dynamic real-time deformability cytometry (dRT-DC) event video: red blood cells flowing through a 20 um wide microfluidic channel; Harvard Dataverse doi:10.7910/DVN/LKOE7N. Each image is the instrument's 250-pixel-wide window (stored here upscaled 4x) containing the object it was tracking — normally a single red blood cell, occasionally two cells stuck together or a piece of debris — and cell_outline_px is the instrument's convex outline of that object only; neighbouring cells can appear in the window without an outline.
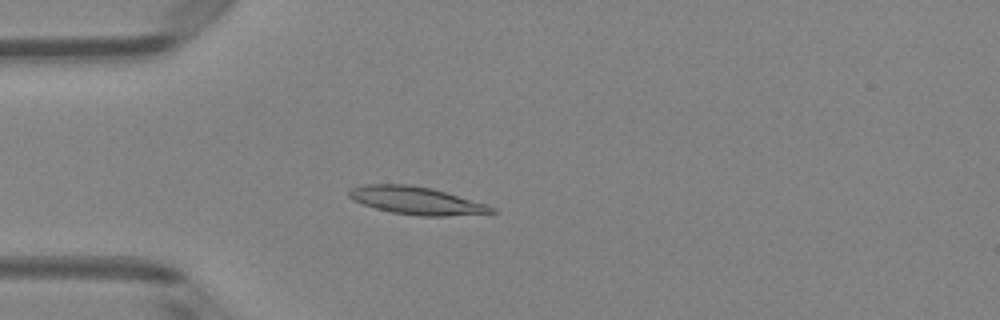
{"species": "Egyptian fruit bat (a non-hibernating species)", "species_latin": "Rousettus aegyptiacus", "temperature_condition": "room temperature", "stored_images_in_passage": 47, "camera_frame_rate_fps": 3000, "um_per_image_px": 0.085, "animal": {"sex": "female"}, "frame": {"image": 1, "passage_image": 10, "time_ms": 3.0, "image_size_px": [1000, 320], "cell_outline_px": [[496, 212], [444, 216], [420, 216], [392, 212], [376, 208], [352, 200], [348, 196], [348, 192], [352, 188], [364, 184], [408, 184], [432, 188], [488, 204], [496, 208]], "centroid_in_image_um": [35.4, 17.04], "position_along_channel_um": 49.6, "area_um2": 22.95}}
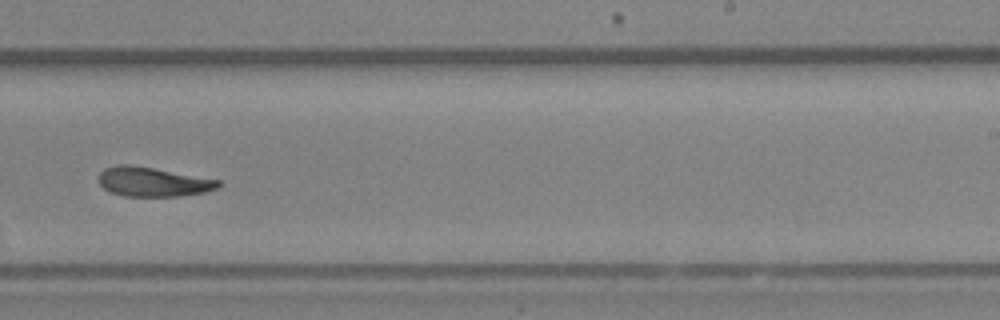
{"frame": {"image": 2, "passage_image": 28, "time_ms": 9.0, "image_size_px": [1000, 320], "cell_outline_px": [[224, 184], [220, 188], [204, 192], [180, 196], [124, 196], [112, 192], [104, 188], [100, 184], [96, 176], [104, 168], [116, 164], [132, 164], [220, 180]], "centroid_in_image_um": [13.0, 15.44], "position_along_channel_um": 276.0, "area_um2": 20.75}}
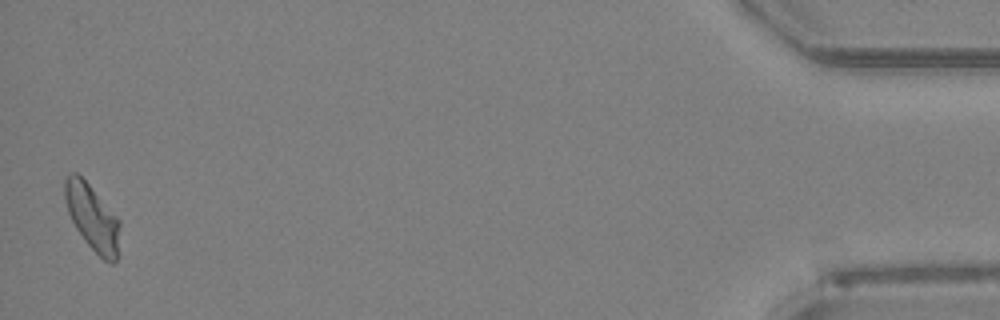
{"frame": {"image": 3, "passage_image": 46, "time_ms": 15.0, "image_size_px": [1000, 320], "cell_outline_px": [[120, 224], [116, 260], [112, 264], [104, 260], [84, 240], [76, 228], [68, 212], [64, 196], [64, 180], [72, 172], [76, 172], [88, 184], [120, 220]], "centroid_in_image_um": [7.83, 18.48], "position_along_channel_um": 427.4, "area_um2": 20.69}, "authors_computed_cell_mechanics": {"area_um2": 20.9814, "velocity_mm_per_s": 3.9999, "shape_relaxation_time_tau1_ms": 3.5659, "shape_relaxation_time_tau2_ms": 2.5956, "deformation_change_tau1": 0.1335, "deformation_change_tau2": 0.0854}}